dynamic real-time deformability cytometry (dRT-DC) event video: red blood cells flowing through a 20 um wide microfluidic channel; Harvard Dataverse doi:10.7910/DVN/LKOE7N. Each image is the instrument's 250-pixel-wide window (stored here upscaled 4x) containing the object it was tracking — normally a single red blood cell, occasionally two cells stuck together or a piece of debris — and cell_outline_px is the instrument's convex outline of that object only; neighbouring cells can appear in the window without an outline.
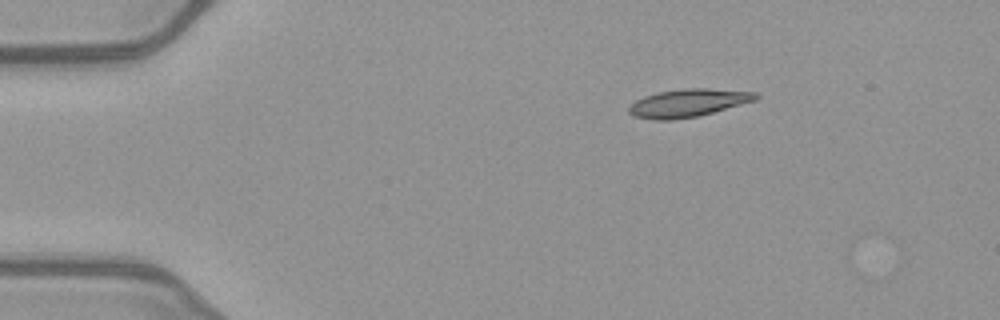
{"species": "common noctule bat (a hibernating species)", "species_latin": "Nyctalus noctula", "temperature_condition": "warm", "stored_images_in_passage": 44, "camera_frame_rate_fps": 3000, "um_per_image_px": 0.085, "animal": {"sex": "female", "body_mass_g": 21.9}, "frame": {"image": 1, "passage_image": 1, "time_ms": 0.0, "image_size_px": [1000, 320], "cell_outline_px": [[760, 96], [756, 100], [700, 116], [672, 120], [652, 120], [632, 116], [628, 112], [628, 108], [636, 100], [644, 96], [660, 92], [684, 88], [708, 88], [756, 92]], "centroid_in_image_um": [58.49, 8.76], "position_along_channel_um": 26.5, "area_um2": 20.75}}
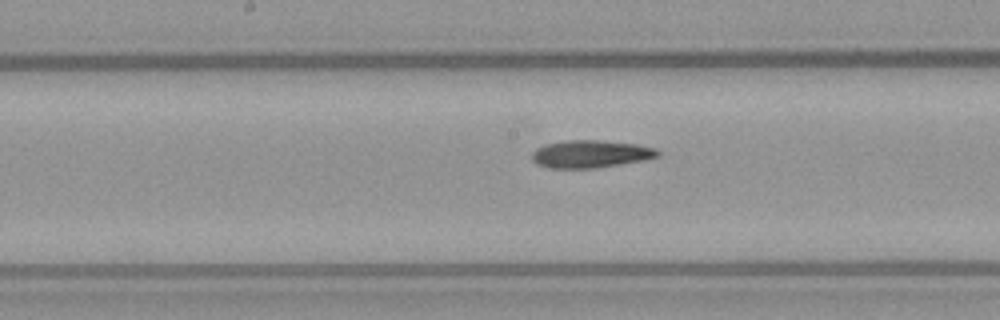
{"frame": {"image": 2, "passage_image": 19, "time_ms": 6.0, "image_size_px": [1000, 320], "cell_outline_px": [[660, 156], [644, 160], [596, 168], [548, 168], [536, 164], [532, 160], [532, 152], [536, 148], [544, 144], [564, 140], [600, 140], [636, 144], [656, 148], [660, 152]], "centroid_in_image_um": [50.18, 13.08], "position_along_channel_um": 198.0, "area_um2": 20.4}}
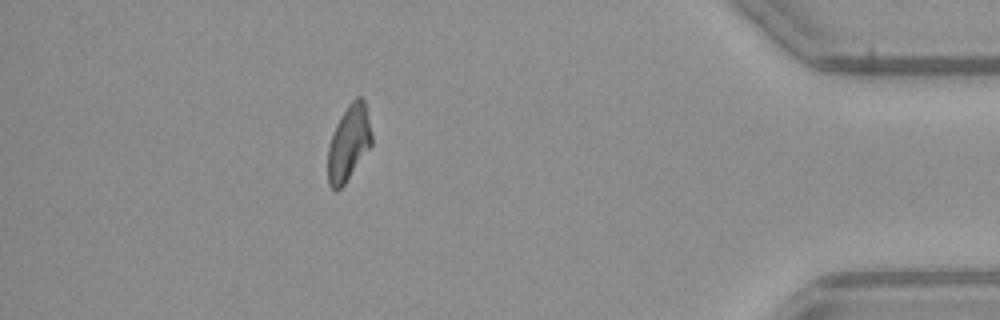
{"frame": {"image": 3, "passage_image": 38, "time_ms": 12.333, "image_size_px": [1000, 320], "cell_outline_px": [[372, 144], [344, 184], [336, 192], [328, 184], [328, 148], [336, 124], [340, 116], [348, 104], [356, 96], [360, 96], [364, 100], [372, 136]], "centroid_in_image_um": [29.63, 12.14], "position_along_channel_um": 405.6, "area_um2": 19.02}, "authors_computed_cell_mechanics": {"area_um2": 19.9988, "velocity_mm_per_s": 4.0529, "shape_relaxation_time_tau1_ms": 9.1092, "shape_relaxation_time_tau2_ms": null, "deformation_change_tau1": 0.2312, "deformation_change_tau2": null}}